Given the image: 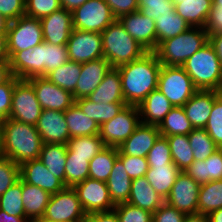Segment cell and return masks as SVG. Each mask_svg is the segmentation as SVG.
Instances as JSON below:
<instances>
[{
  "mask_svg": "<svg viewBox=\"0 0 222 222\" xmlns=\"http://www.w3.org/2000/svg\"><path fill=\"white\" fill-rule=\"evenodd\" d=\"M162 64L154 52H147L141 58L117 67L126 105L139 104L158 88Z\"/></svg>",
  "mask_w": 222,
  "mask_h": 222,
  "instance_id": "1",
  "label": "cell"
},
{
  "mask_svg": "<svg viewBox=\"0 0 222 222\" xmlns=\"http://www.w3.org/2000/svg\"><path fill=\"white\" fill-rule=\"evenodd\" d=\"M69 61L66 45H53L46 41L34 48L15 52L9 58L11 73L18 79L46 76Z\"/></svg>",
  "mask_w": 222,
  "mask_h": 222,
  "instance_id": "2",
  "label": "cell"
},
{
  "mask_svg": "<svg viewBox=\"0 0 222 222\" xmlns=\"http://www.w3.org/2000/svg\"><path fill=\"white\" fill-rule=\"evenodd\" d=\"M1 139L2 156L19 166L40 157L43 141L34 125L8 118L1 123Z\"/></svg>",
  "mask_w": 222,
  "mask_h": 222,
  "instance_id": "3",
  "label": "cell"
},
{
  "mask_svg": "<svg viewBox=\"0 0 222 222\" xmlns=\"http://www.w3.org/2000/svg\"><path fill=\"white\" fill-rule=\"evenodd\" d=\"M101 36L103 58L112 68L137 60L148 52L128 34L118 19L101 32Z\"/></svg>",
  "mask_w": 222,
  "mask_h": 222,
  "instance_id": "4",
  "label": "cell"
},
{
  "mask_svg": "<svg viewBox=\"0 0 222 222\" xmlns=\"http://www.w3.org/2000/svg\"><path fill=\"white\" fill-rule=\"evenodd\" d=\"M209 41L204 27H190L173 38L160 42L153 51L162 65L182 66Z\"/></svg>",
  "mask_w": 222,
  "mask_h": 222,
  "instance_id": "5",
  "label": "cell"
},
{
  "mask_svg": "<svg viewBox=\"0 0 222 222\" xmlns=\"http://www.w3.org/2000/svg\"><path fill=\"white\" fill-rule=\"evenodd\" d=\"M182 67L198 90H215L222 84V64L209 41Z\"/></svg>",
  "mask_w": 222,
  "mask_h": 222,
  "instance_id": "6",
  "label": "cell"
},
{
  "mask_svg": "<svg viewBox=\"0 0 222 222\" xmlns=\"http://www.w3.org/2000/svg\"><path fill=\"white\" fill-rule=\"evenodd\" d=\"M174 107H182L198 89L182 66L162 65L157 88Z\"/></svg>",
  "mask_w": 222,
  "mask_h": 222,
  "instance_id": "7",
  "label": "cell"
},
{
  "mask_svg": "<svg viewBox=\"0 0 222 222\" xmlns=\"http://www.w3.org/2000/svg\"><path fill=\"white\" fill-rule=\"evenodd\" d=\"M140 123L138 106L125 105L115 117L100 125L99 136L105 146L119 147Z\"/></svg>",
  "mask_w": 222,
  "mask_h": 222,
  "instance_id": "8",
  "label": "cell"
},
{
  "mask_svg": "<svg viewBox=\"0 0 222 222\" xmlns=\"http://www.w3.org/2000/svg\"><path fill=\"white\" fill-rule=\"evenodd\" d=\"M43 42L40 19L26 15L11 21L7 32V52L9 58L15 53L34 48Z\"/></svg>",
  "mask_w": 222,
  "mask_h": 222,
  "instance_id": "9",
  "label": "cell"
},
{
  "mask_svg": "<svg viewBox=\"0 0 222 222\" xmlns=\"http://www.w3.org/2000/svg\"><path fill=\"white\" fill-rule=\"evenodd\" d=\"M116 20L104 0H88L72 12L73 29L103 32Z\"/></svg>",
  "mask_w": 222,
  "mask_h": 222,
  "instance_id": "10",
  "label": "cell"
},
{
  "mask_svg": "<svg viewBox=\"0 0 222 222\" xmlns=\"http://www.w3.org/2000/svg\"><path fill=\"white\" fill-rule=\"evenodd\" d=\"M85 217L86 213L72 187L51 195L43 215L51 222H83Z\"/></svg>",
  "mask_w": 222,
  "mask_h": 222,
  "instance_id": "11",
  "label": "cell"
},
{
  "mask_svg": "<svg viewBox=\"0 0 222 222\" xmlns=\"http://www.w3.org/2000/svg\"><path fill=\"white\" fill-rule=\"evenodd\" d=\"M41 111L33 85L27 79H19L12 93L9 119L35 126Z\"/></svg>",
  "mask_w": 222,
  "mask_h": 222,
  "instance_id": "12",
  "label": "cell"
},
{
  "mask_svg": "<svg viewBox=\"0 0 222 222\" xmlns=\"http://www.w3.org/2000/svg\"><path fill=\"white\" fill-rule=\"evenodd\" d=\"M73 189L86 214L113 211L116 206L110 198L107 184L104 181L87 178L76 184Z\"/></svg>",
  "mask_w": 222,
  "mask_h": 222,
  "instance_id": "13",
  "label": "cell"
},
{
  "mask_svg": "<svg viewBox=\"0 0 222 222\" xmlns=\"http://www.w3.org/2000/svg\"><path fill=\"white\" fill-rule=\"evenodd\" d=\"M66 46L70 61L85 63L103 58L102 36L98 32L73 29Z\"/></svg>",
  "mask_w": 222,
  "mask_h": 222,
  "instance_id": "14",
  "label": "cell"
},
{
  "mask_svg": "<svg viewBox=\"0 0 222 222\" xmlns=\"http://www.w3.org/2000/svg\"><path fill=\"white\" fill-rule=\"evenodd\" d=\"M27 80L33 85L42 110L49 109L65 112L75 103L71 92L55 85L45 76H36Z\"/></svg>",
  "mask_w": 222,
  "mask_h": 222,
  "instance_id": "15",
  "label": "cell"
},
{
  "mask_svg": "<svg viewBox=\"0 0 222 222\" xmlns=\"http://www.w3.org/2000/svg\"><path fill=\"white\" fill-rule=\"evenodd\" d=\"M200 185L186 172L181 171L165 202L185 215L198 213V193Z\"/></svg>",
  "mask_w": 222,
  "mask_h": 222,
  "instance_id": "16",
  "label": "cell"
},
{
  "mask_svg": "<svg viewBox=\"0 0 222 222\" xmlns=\"http://www.w3.org/2000/svg\"><path fill=\"white\" fill-rule=\"evenodd\" d=\"M128 34L148 52L156 49L155 21L139 11L121 16L119 19Z\"/></svg>",
  "mask_w": 222,
  "mask_h": 222,
  "instance_id": "17",
  "label": "cell"
},
{
  "mask_svg": "<svg viewBox=\"0 0 222 222\" xmlns=\"http://www.w3.org/2000/svg\"><path fill=\"white\" fill-rule=\"evenodd\" d=\"M43 143L67 145L70 139L64 112L44 109L35 125Z\"/></svg>",
  "mask_w": 222,
  "mask_h": 222,
  "instance_id": "18",
  "label": "cell"
},
{
  "mask_svg": "<svg viewBox=\"0 0 222 222\" xmlns=\"http://www.w3.org/2000/svg\"><path fill=\"white\" fill-rule=\"evenodd\" d=\"M20 178L28 184L40 187L50 195L66 188L65 183L52 175L39 158L20 165Z\"/></svg>",
  "mask_w": 222,
  "mask_h": 222,
  "instance_id": "19",
  "label": "cell"
},
{
  "mask_svg": "<svg viewBox=\"0 0 222 222\" xmlns=\"http://www.w3.org/2000/svg\"><path fill=\"white\" fill-rule=\"evenodd\" d=\"M43 41L53 45H66L73 30L72 12L61 8L40 19Z\"/></svg>",
  "mask_w": 222,
  "mask_h": 222,
  "instance_id": "20",
  "label": "cell"
},
{
  "mask_svg": "<svg viewBox=\"0 0 222 222\" xmlns=\"http://www.w3.org/2000/svg\"><path fill=\"white\" fill-rule=\"evenodd\" d=\"M159 136L158 126L140 123L131 136L118 147V155L147 157Z\"/></svg>",
  "mask_w": 222,
  "mask_h": 222,
  "instance_id": "21",
  "label": "cell"
},
{
  "mask_svg": "<svg viewBox=\"0 0 222 222\" xmlns=\"http://www.w3.org/2000/svg\"><path fill=\"white\" fill-rule=\"evenodd\" d=\"M111 68L110 63L105 58L82 63L79 81L75 88V100L87 98L98 87Z\"/></svg>",
  "mask_w": 222,
  "mask_h": 222,
  "instance_id": "22",
  "label": "cell"
},
{
  "mask_svg": "<svg viewBox=\"0 0 222 222\" xmlns=\"http://www.w3.org/2000/svg\"><path fill=\"white\" fill-rule=\"evenodd\" d=\"M215 99L214 90H198L182 106L193 128H205Z\"/></svg>",
  "mask_w": 222,
  "mask_h": 222,
  "instance_id": "23",
  "label": "cell"
},
{
  "mask_svg": "<svg viewBox=\"0 0 222 222\" xmlns=\"http://www.w3.org/2000/svg\"><path fill=\"white\" fill-rule=\"evenodd\" d=\"M174 106L158 90H153L138 106L142 124L159 126Z\"/></svg>",
  "mask_w": 222,
  "mask_h": 222,
  "instance_id": "24",
  "label": "cell"
},
{
  "mask_svg": "<svg viewBox=\"0 0 222 222\" xmlns=\"http://www.w3.org/2000/svg\"><path fill=\"white\" fill-rule=\"evenodd\" d=\"M164 202L165 199L155 191L145 176L132 179L127 203L154 213Z\"/></svg>",
  "mask_w": 222,
  "mask_h": 222,
  "instance_id": "25",
  "label": "cell"
},
{
  "mask_svg": "<svg viewBox=\"0 0 222 222\" xmlns=\"http://www.w3.org/2000/svg\"><path fill=\"white\" fill-rule=\"evenodd\" d=\"M87 99L98 104L125 103L118 69L111 68Z\"/></svg>",
  "mask_w": 222,
  "mask_h": 222,
  "instance_id": "26",
  "label": "cell"
},
{
  "mask_svg": "<svg viewBox=\"0 0 222 222\" xmlns=\"http://www.w3.org/2000/svg\"><path fill=\"white\" fill-rule=\"evenodd\" d=\"M184 172L199 185L222 180V151L218 149L206 160L194 161Z\"/></svg>",
  "mask_w": 222,
  "mask_h": 222,
  "instance_id": "27",
  "label": "cell"
},
{
  "mask_svg": "<svg viewBox=\"0 0 222 222\" xmlns=\"http://www.w3.org/2000/svg\"><path fill=\"white\" fill-rule=\"evenodd\" d=\"M176 13L191 27H204L213 7L212 0H180L174 3Z\"/></svg>",
  "mask_w": 222,
  "mask_h": 222,
  "instance_id": "28",
  "label": "cell"
},
{
  "mask_svg": "<svg viewBox=\"0 0 222 222\" xmlns=\"http://www.w3.org/2000/svg\"><path fill=\"white\" fill-rule=\"evenodd\" d=\"M106 184L110 198L115 205L119 203H126L128 201L132 179L129 177L122 161L119 158L115 160Z\"/></svg>",
  "mask_w": 222,
  "mask_h": 222,
  "instance_id": "29",
  "label": "cell"
},
{
  "mask_svg": "<svg viewBox=\"0 0 222 222\" xmlns=\"http://www.w3.org/2000/svg\"><path fill=\"white\" fill-rule=\"evenodd\" d=\"M180 172L175 164L149 166L145 178L155 191L166 199Z\"/></svg>",
  "mask_w": 222,
  "mask_h": 222,
  "instance_id": "30",
  "label": "cell"
},
{
  "mask_svg": "<svg viewBox=\"0 0 222 222\" xmlns=\"http://www.w3.org/2000/svg\"><path fill=\"white\" fill-rule=\"evenodd\" d=\"M51 195L22 180V202L28 220L43 217Z\"/></svg>",
  "mask_w": 222,
  "mask_h": 222,
  "instance_id": "31",
  "label": "cell"
},
{
  "mask_svg": "<svg viewBox=\"0 0 222 222\" xmlns=\"http://www.w3.org/2000/svg\"><path fill=\"white\" fill-rule=\"evenodd\" d=\"M70 138L99 135L100 126L74 103L64 112Z\"/></svg>",
  "mask_w": 222,
  "mask_h": 222,
  "instance_id": "32",
  "label": "cell"
},
{
  "mask_svg": "<svg viewBox=\"0 0 222 222\" xmlns=\"http://www.w3.org/2000/svg\"><path fill=\"white\" fill-rule=\"evenodd\" d=\"M67 158V145L56 143H43L39 159L48 168L52 175L65 183V165Z\"/></svg>",
  "mask_w": 222,
  "mask_h": 222,
  "instance_id": "33",
  "label": "cell"
},
{
  "mask_svg": "<svg viewBox=\"0 0 222 222\" xmlns=\"http://www.w3.org/2000/svg\"><path fill=\"white\" fill-rule=\"evenodd\" d=\"M79 109L93 119L99 126L115 117L126 103H94L87 98L75 100Z\"/></svg>",
  "mask_w": 222,
  "mask_h": 222,
  "instance_id": "34",
  "label": "cell"
},
{
  "mask_svg": "<svg viewBox=\"0 0 222 222\" xmlns=\"http://www.w3.org/2000/svg\"><path fill=\"white\" fill-rule=\"evenodd\" d=\"M81 69L82 63L69 60L62 66L52 70L45 77L55 85L71 92L75 99V88L77 82L79 81Z\"/></svg>",
  "mask_w": 222,
  "mask_h": 222,
  "instance_id": "35",
  "label": "cell"
},
{
  "mask_svg": "<svg viewBox=\"0 0 222 222\" xmlns=\"http://www.w3.org/2000/svg\"><path fill=\"white\" fill-rule=\"evenodd\" d=\"M191 26L181 18L176 10L171 14L158 16L155 20L156 48L158 44L187 31Z\"/></svg>",
  "mask_w": 222,
  "mask_h": 222,
  "instance_id": "36",
  "label": "cell"
},
{
  "mask_svg": "<svg viewBox=\"0 0 222 222\" xmlns=\"http://www.w3.org/2000/svg\"><path fill=\"white\" fill-rule=\"evenodd\" d=\"M158 128L161 136L189 135L194 129L183 107H173Z\"/></svg>",
  "mask_w": 222,
  "mask_h": 222,
  "instance_id": "37",
  "label": "cell"
},
{
  "mask_svg": "<svg viewBox=\"0 0 222 222\" xmlns=\"http://www.w3.org/2000/svg\"><path fill=\"white\" fill-rule=\"evenodd\" d=\"M117 158L118 147L106 146L90 160L89 178L106 182Z\"/></svg>",
  "mask_w": 222,
  "mask_h": 222,
  "instance_id": "38",
  "label": "cell"
},
{
  "mask_svg": "<svg viewBox=\"0 0 222 222\" xmlns=\"http://www.w3.org/2000/svg\"><path fill=\"white\" fill-rule=\"evenodd\" d=\"M222 208V180L200 185L198 193V213L208 215Z\"/></svg>",
  "mask_w": 222,
  "mask_h": 222,
  "instance_id": "39",
  "label": "cell"
},
{
  "mask_svg": "<svg viewBox=\"0 0 222 222\" xmlns=\"http://www.w3.org/2000/svg\"><path fill=\"white\" fill-rule=\"evenodd\" d=\"M106 146L99 135L70 138L67 143V156L88 157L90 161Z\"/></svg>",
  "mask_w": 222,
  "mask_h": 222,
  "instance_id": "40",
  "label": "cell"
},
{
  "mask_svg": "<svg viewBox=\"0 0 222 222\" xmlns=\"http://www.w3.org/2000/svg\"><path fill=\"white\" fill-rule=\"evenodd\" d=\"M164 137L167 138L170 146L172 162L180 171H186L194 162V154L191 149L188 135H172Z\"/></svg>",
  "mask_w": 222,
  "mask_h": 222,
  "instance_id": "41",
  "label": "cell"
},
{
  "mask_svg": "<svg viewBox=\"0 0 222 222\" xmlns=\"http://www.w3.org/2000/svg\"><path fill=\"white\" fill-rule=\"evenodd\" d=\"M0 210L5 211L10 216L22 217L26 222H29L22 202L21 178L0 196Z\"/></svg>",
  "mask_w": 222,
  "mask_h": 222,
  "instance_id": "42",
  "label": "cell"
},
{
  "mask_svg": "<svg viewBox=\"0 0 222 222\" xmlns=\"http://www.w3.org/2000/svg\"><path fill=\"white\" fill-rule=\"evenodd\" d=\"M194 161L206 160L219 149L204 128H194L188 135Z\"/></svg>",
  "mask_w": 222,
  "mask_h": 222,
  "instance_id": "43",
  "label": "cell"
},
{
  "mask_svg": "<svg viewBox=\"0 0 222 222\" xmlns=\"http://www.w3.org/2000/svg\"><path fill=\"white\" fill-rule=\"evenodd\" d=\"M88 157L67 156L65 167V186L74 187L89 178Z\"/></svg>",
  "mask_w": 222,
  "mask_h": 222,
  "instance_id": "44",
  "label": "cell"
},
{
  "mask_svg": "<svg viewBox=\"0 0 222 222\" xmlns=\"http://www.w3.org/2000/svg\"><path fill=\"white\" fill-rule=\"evenodd\" d=\"M120 222H153V213L130 203H119L113 209Z\"/></svg>",
  "mask_w": 222,
  "mask_h": 222,
  "instance_id": "45",
  "label": "cell"
},
{
  "mask_svg": "<svg viewBox=\"0 0 222 222\" xmlns=\"http://www.w3.org/2000/svg\"><path fill=\"white\" fill-rule=\"evenodd\" d=\"M138 11L155 21L158 16L173 13L175 5L171 0H138Z\"/></svg>",
  "mask_w": 222,
  "mask_h": 222,
  "instance_id": "46",
  "label": "cell"
},
{
  "mask_svg": "<svg viewBox=\"0 0 222 222\" xmlns=\"http://www.w3.org/2000/svg\"><path fill=\"white\" fill-rule=\"evenodd\" d=\"M60 0H25V15L41 19L60 10Z\"/></svg>",
  "mask_w": 222,
  "mask_h": 222,
  "instance_id": "47",
  "label": "cell"
},
{
  "mask_svg": "<svg viewBox=\"0 0 222 222\" xmlns=\"http://www.w3.org/2000/svg\"><path fill=\"white\" fill-rule=\"evenodd\" d=\"M149 166L174 164L168 140L164 136H159L147 155Z\"/></svg>",
  "mask_w": 222,
  "mask_h": 222,
  "instance_id": "48",
  "label": "cell"
},
{
  "mask_svg": "<svg viewBox=\"0 0 222 222\" xmlns=\"http://www.w3.org/2000/svg\"><path fill=\"white\" fill-rule=\"evenodd\" d=\"M20 179V166L13 160L0 157V196Z\"/></svg>",
  "mask_w": 222,
  "mask_h": 222,
  "instance_id": "49",
  "label": "cell"
},
{
  "mask_svg": "<svg viewBox=\"0 0 222 222\" xmlns=\"http://www.w3.org/2000/svg\"><path fill=\"white\" fill-rule=\"evenodd\" d=\"M204 129L215 144L222 147V103L217 98Z\"/></svg>",
  "mask_w": 222,
  "mask_h": 222,
  "instance_id": "50",
  "label": "cell"
},
{
  "mask_svg": "<svg viewBox=\"0 0 222 222\" xmlns=\"http://www.w3.org/2000/svg\"><path fill=\"white\" fill-rule=\"evenodd\" d=\"M122 161L126 172L131 179H136L145 176L149 169L147 157H133L130 155H118Z\"/></svg>",
  "mask_w": 222,
  "mask_h": 222,
  "instance_id": "51",
  "label": "cell"
},
{
  "mask_svg": "<svg viewBox=\"0 0 222 222\" xmlns=\"http://www.w3.org/2000/svg\"><path fill=\"white\" fill-rule=\"evenodd\" d=\"M19 79L15 76H11L5 83L0 85V122L3 123L9 118L12 93L14 90L15 83Z\"/></svg>",
  "mask_w": 222,
  "mask_h": 222,
  "instance_id": "52",
  "label": "cell"
},
{
  "mask_svg": "<svg viewBox=\"0 0 222 222\" xmlns=\"http://www.w3.org/2000/svg\"><path fill=\"white\" fill-rule=\"evenodd\" d=\"M0 15L14 21L25 15V0H0Z\"/></svg>",
  "mask_w": 222,
  "mask_h": 222,
  "instance_id": "53",
  "label": "cell"
},
{
  "mask_svg": "<svg viewBox=\"0 0 222 222\" xmlns=\"http://www.w3.org/2000/svg\"><path fill=\"white\" fill-rule=\"evenodd\" d=\"M184 217V213L164 202L153 213V222H183Z\"/></svg>",
  "mask_w": 222,
  "mask_h": 222,
  "instance_id": "54",
  "label": "cell"
},
{
  "mask_svg": "<svg viewBox=\"0 0 222 222\" xmlns=\"http://www.w3.org/2000/svg\"><path fill=\"white\" fill-rule=\"evenodd\" d=\"M111 9L114 17L119 19L121 16L138 11V0H104Z\"/></svg>",
  "mask_w": 222,
  "mask_h": 222,
  "instance_id": "55",
  "label": "cell"
},
{
  "mask_svg": "<svg viewBox=\"0 0 222 222\" xmlns=\"http://www.w3.org/2000/svg\"><path fill=\"white\" fill-rule=\"evenodd\" d=\"M205 29L208 36L222 32V6H213L207 19Z\"/></svg>",
  "mask_w": 222,
  "mask_h": 222,
  "instance_id": "56",
  "label": "cell"
},
{
  "mask_svg": "<svg viewBox=\"0 0 222 222\" xmlns=\"http://www.w3.org/2000/svg\"><path fill=\"white\" fill-rule=\"evenodd\" d=\"M83 222H120L117 213L113 211L109 212H94L86 214Z\"/></svg>",
  "mask_w": 222,
  "mask_h": 222,
  "instance_id": "57",
  "label": "cell"
},
{
  "mask_svg": "<svg viewBox=\"0 0 222 222\" xmlns=\"http://www.w3.org/2000/svg\"><path fill=\"white\" fill-rule=\"evenodd\" d=\"M209 42L214 47L216 54L222 64V32L209 35Z\"/></svg>",
  "mask_w": 222,
  "mask_h": 222,
  "instance_id": "58",
  "label": "cell"
},
{
  "mask_svg": "<svg viewBox=\"0 0 222 222\" xmlns=\"http://www.w3.org/2000/svg\"><path fill=\"white\" fill-rule=\"evenodd\" d=\"M88 0H60L61 7L69 12H73L76 8L83 5Z\"/></svg>",
  "mask_w": 222,
  "mask_h": 222,
  "instance_id": "59",
  "label": "cell"
},
{
  "mask_svg": "<svg viewBox=\"0 0 222 222\" xmlns=\"http://www.w3.org/2000/svg\"><path fill=\"white\" fill-rule=\"evenodd\" d=\"M12 76L9 62L0 63V85Z\"/></svg>",
  "mask_w": 222,
  "mask_h": 222,
  "instance_id": "60",
  "label": "cell"
},
{
  "mask_svg": "<svg viewBox=\"0 0 222 222\" xmlns=\"http://www.w3.org/2000/svg\"><path fill=\"white\" fill-rule=\"evenodd\" d=\"M9 62L7 52V36H0V63Z\"/></svg>",
  "mask_w": 222,
  "mask_h": 222,
  "instance_id": "61",
  "label": "cell"
},
{
  "mask_svg": "<svg viewBox=\"0 0 222 222\" xmlns=\"http://www.w3.org/2000/svg\"><path fill=\"white\" fill-rule=\"evenodd\" d=\"M183 222H208V219L206 215L196 213L185 215Z\"/></svg>",
  "mask_w": 222,
  "mask_h": 222,
  "instance_id": "62",
  "label": "cell"
},
{
  "mask_svg": "<svg viewBox=\"0 0 222 222\" xmlns=\"http://www.w3.org/2000/svg\"><path fill=\"white\" fill-rule=\"evenodd\" d=\"M0 222H26L22 217L10 216L5 211L0 210Z\"/></svg>",
  "mask_w": 222,
  "mask_h": 222,
  "instance_id": "63",
  "label": "cell"
},
{
  "mask_svg": "<svg viewBox=\"0 0 222 222\" xmlns=\"http://www.w3.org/2000/svg\"><path fill=\"white\" fill-rule=\"evenodd\" d=\"M206 216L208 222H222V208L212 211Z\"/></svg>",
  "mask_w": 222,
  "mask_h": 222,
  "instance_id": "64",
  "label": "cell"
},
{
  "mask_svg": "<svg viewBox=\"0 0 222 222\" xmlns=\"http://www.w3.org/2000/svg\"><path fill=\"white\" fill-rule=\"evenodd\" d=\"M9 23L10 21L0 15V36H7Z\"/></svg>",
  "mask_w": 222,
  "mask_h": 222,
  "instance_id": "65",
  "label": "cell"
},
{
  "mask_svg": "<svg viewBox=\"0 0 222 222\" xmlns=\"http://www.w3.org/2000/svg\"><path fill=\"white\" fill-rule=\"evenodd\" d=\"M216 98L222 103V84L214 90Z\"/></svg>",
  "mask_w": 222,
  "mask_h": 222,
  "instance_id": "66",
  "label": "cell"
},
{
  "mask_svg": "<svg viewBox=\"0 0 222 222\" xmlns=\"http://www.w3.org/2000/svg\"><path fill=\"white\" fill-rule=\"evenodd\" d=\"M29 222H51V221H48V220L44 219L43 217H41V218H35L32 220H29Z\"/></svg>",
  "mask_w": 222,
  "mask_h": 222,
  "instance_id": "67",
  "label": "cell"
},
{
  "mask_svg": "<svg viewBox=\"0 0 222 222\" xmlns=\"http://www.w3.org/2000/svg\"><path fill=\"white\" fill-rule=\"evenodd\" d=\"M213 6H222V0H212Z\"/></svg>",
  "mask_w": 222,
  "mask_h": 222,
  "instance_id": "68",
  "label": "cell"
},
{
  "mask_svg": "<svg viewBox=\"0 0 222 222\" xmlns=\"http://www.w3.org/2000/svg\"><path fill=\"white\" fill-rule=\"evenodd\" d=\"M2 156V139H1V128H0V157Z\"/></svg>",
  "mask_w": 222,
  "mask_h": 222,
  "instance_id": "69",
  "label": "cell"
},
{
  "mask_svg": "<svg viewBox=\"0 0 222 222\" xmlns=\"http://www.w3.org/2000/svg\"><path fill=\"white\" fill-rule=\"evenodd\" d=\"M173 3H180V0H171Z\"/></svg>",
  "mask_w": 222,
  "mask_h": 222,
  "instance_id": "70",
  "label": "cell"
}]
</instances>
